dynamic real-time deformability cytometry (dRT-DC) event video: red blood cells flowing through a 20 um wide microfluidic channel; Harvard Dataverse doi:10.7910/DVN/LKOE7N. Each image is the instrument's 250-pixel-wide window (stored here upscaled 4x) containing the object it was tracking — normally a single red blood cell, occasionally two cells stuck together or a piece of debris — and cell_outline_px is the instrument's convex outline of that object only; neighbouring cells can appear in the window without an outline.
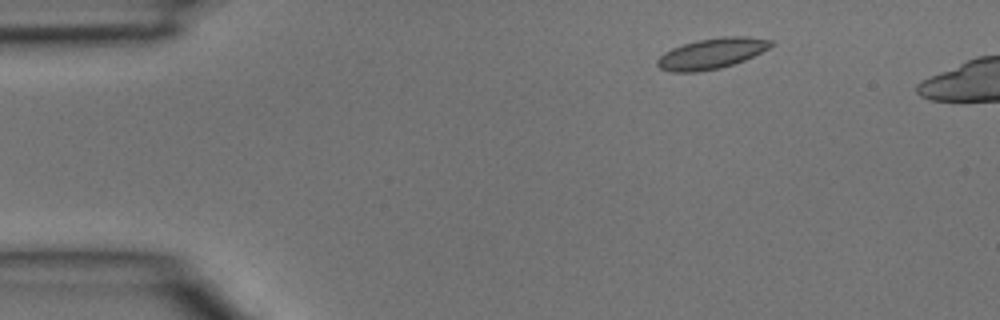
{"species": "common noctule bat (a hibernating species)", "species_latin": "Nyctalus noctula", "temperature_condition": "room temperature", "stored_images_in_passage": 4, "camera_frame_rate_fps": 3000, "um_per_image_px": 0.085, "animal": {"sex": "male", "body_mass_g": 15.6}, "frame": {"image": 1, "passage_image": 1, "time_ms": 0.0, "image_size_px": [1000, 320], "cell_outline_px": [[776, 44], [744, 60], [720, 68], [696, 72], [672, 72], [660, 68], [656, 64], [656, 60], [664, 52], [672, 48], [684, 44], [700, 40], [724, 36], [744, 36], [772, 40]], "centroid_in_image_um": [60.48, 4.55], "position_along_channel_um": 24.5, "area_um2": 20.06}}